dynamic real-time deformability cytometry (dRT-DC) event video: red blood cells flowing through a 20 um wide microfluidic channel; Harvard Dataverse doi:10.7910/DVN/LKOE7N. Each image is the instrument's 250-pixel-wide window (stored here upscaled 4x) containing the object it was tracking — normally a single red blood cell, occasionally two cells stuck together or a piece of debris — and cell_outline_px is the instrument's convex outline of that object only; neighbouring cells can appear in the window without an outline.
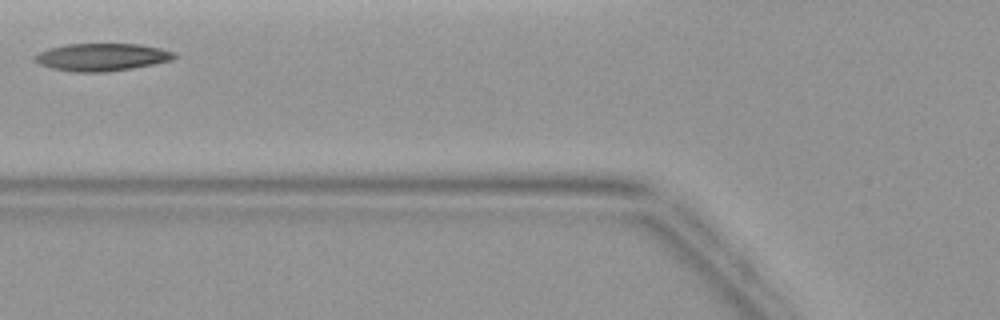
{"species": "common noctule bat (a hibernating species)", "species_latin": "Nyctalus noctula", "temperature_condition": "warm", "stored_images_in_passage": 2, "camera_frame_rate_fps": 3000, "um_per_image_px": 0.085, "animal": {"sex": "female", "body_mass_g": 19.9}, "frame": {"image": 1, "passage_image": 2, "time_ms": 1.333, "image_size_px": [1000, 320], "cell_outline_px": [[176, 56], [172, 60], [132, 68], [108, 72], [72, 72], [52, 68], [40, 64], [32, 60], [32, 56], [48, 48], [68, 44], [140, 44], [160, 48], [172, 52]], "centroid_in_image_um": [8.6, 4.86], "position_along_channel_um": 117.2, "area_um2": 22.37}}